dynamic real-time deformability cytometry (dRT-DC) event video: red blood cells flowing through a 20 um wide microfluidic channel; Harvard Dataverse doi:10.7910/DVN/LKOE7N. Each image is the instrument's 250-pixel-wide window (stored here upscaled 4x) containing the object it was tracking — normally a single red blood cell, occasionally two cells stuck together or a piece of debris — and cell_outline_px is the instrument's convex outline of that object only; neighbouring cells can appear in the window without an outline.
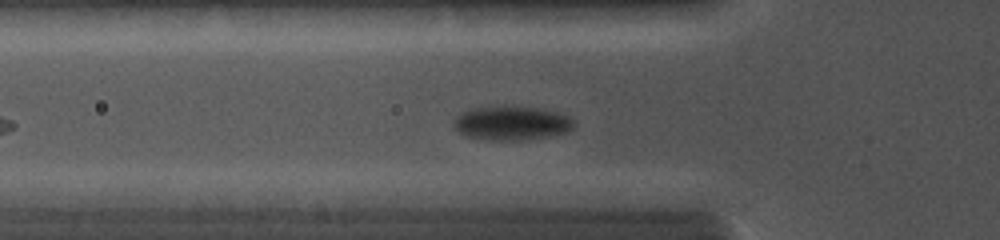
{"species": "common noctule bat (a hibernating species)", "species_latin": "Nyctalus noctula", "temperature_condition": "cold", "stored_images_in_passage": 58, "camera_frame_rate_fps": 5000, "um_per_image_px": 0.085, "animal": {"sex": "female", "body_mass_g": 19.0, "forearm_length_mm": 56.7}, "frame": {"image": 1, "passage_image": 24, "time_ms": 4.6, "image_size_px": [1000, 240], "cell_outline_px": [[576, 124], [568, 132], [548, 136], [520, 140], [492, 140], [464, 136], [452, 128], [452, 124], [456, 116], [460, 112], [472, 108], [504, 104], [544, 108], [568, 116]], "centroid_in_image_um": [43.43, 10.43], "position_along_channel_um": 82.4, "area_um2": 24.57}}
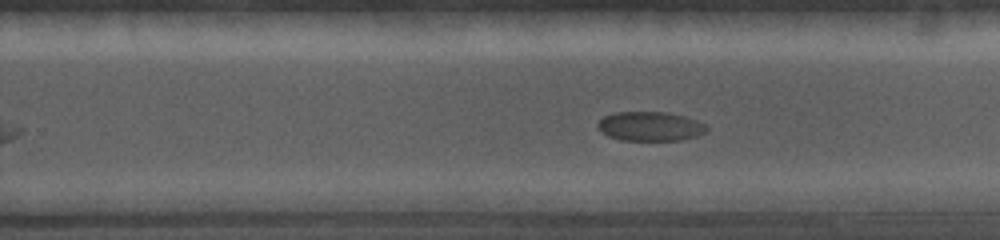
{"frame": {"image": 2, "passage_image": 42, "time_ms": 8.2, "image_size_px": [1000, 240], "cell_outline_px": [[708, 128], [704, 132], [696, 136], [680, 140], [620, 140], [608, 136], [596, 124], [604, 116], [616, 112], [668, 112], [684, 116], [696, 120], [704, 124]], "centroid_in_image_um": [55.26, 10.73], "position_along_channel_um": 274.5, "area_um2": 18.38}}
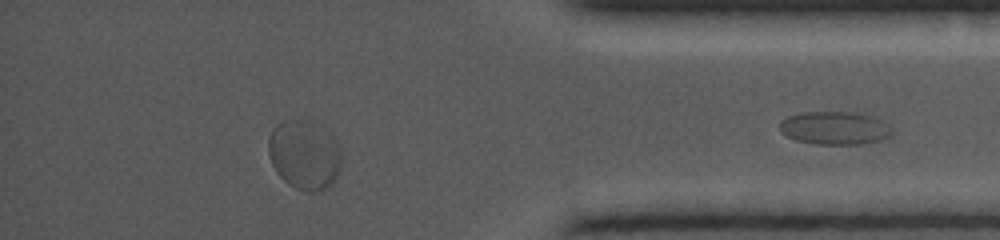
{"frame": {"image": 3, "passage_image": 54, "time_ms": 10.4, "image_size_px": [1000, 240], "cell_outline_px": [[340, 168], [332, 184], [328, 188], [316, 192], [308, 192], [296, 188], [288, 184], [276, 172], [272, 164], [268, 152], [268, 136], [272, 128], [276, 124], [296, 120], [312, 120], [328, 128], [336, 136], [340, 148]], "centroid_in_image_um": [25.9, 13.13], "position_along_channel_um": 409.3, "area_um2": 30.17}}